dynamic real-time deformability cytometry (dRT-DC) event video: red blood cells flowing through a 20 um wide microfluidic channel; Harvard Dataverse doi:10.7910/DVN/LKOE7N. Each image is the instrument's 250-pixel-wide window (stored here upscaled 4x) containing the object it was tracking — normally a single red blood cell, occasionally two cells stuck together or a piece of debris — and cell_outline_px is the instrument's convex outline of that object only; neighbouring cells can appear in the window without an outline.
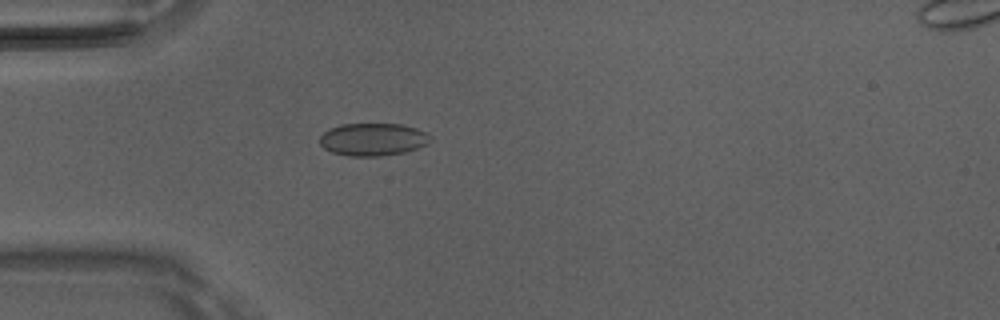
{"species": "Egyptian fruit bat (a non-hibernating species)", "species_latin": "Rousettus aegyptiacus", "temperature_condition": "room temperature", "stored_images_in_passage": 5, "camera_frame_rate_fps": 3000, "um_per_image_px": 0.085, "animal": {"sex": "male"}, "frame": {"image": 1, "passage_image": 5, "time_ms": 1.333, "image_size_px": [1000, 320], "cell_outline_px": [[432, 140], [428, 144], [404, 152], [380, 156], [348, 156], [332, 152], [324, 148], [320, 144], [320, 136], [328, 128], [340, 124], [400, 124], [416, 128], [432, 136]], "centroid_in_image_um": [31.69, 11.84], "position_along_channel_um": 53.3, "area_um2": 21.1}}